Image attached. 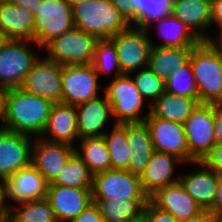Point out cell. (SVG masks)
Listing matches in <instances>:
<instances>
[{"instance_id": "6da1fadb", "label": "cell", "mask_w": 222, "mask_h": 222, "mask_svg": "<svg viewBox=\"0 0 222 222\" xmlns=\"http://www.w3.org/2000/svg\"><path fill=\"white\" fill-rule=\"evenodd\" d=\"M53 102L30 94L22 88H10L7 92L6 115L0 129L27 136L41 137Z\"/></svg>"}, {"instance_id": "7a4b0ae2", "label": "cell", "mask_w": 222, "mask_h": 222, "mask_svg": "<svg viewBox=\"0 0 222 222\" xmlns=\"http://www.w3.org/2000/svg\"><path fill=\"white\" fill-rule=\"evenodd\" d=\"M190 65L198 88L199 104L222 102V54L209 41L192 48Z\"/></svg>"}, {"instance_id": "3957f363", "label": "cell", "mask_w": 222, "mask_h": 222, "mask_svg": "<svg viewBox=\"0 0 222 222\" xmlns=\"http://www.w3.org/2000/svg\"><path fill=\"white\" fill-rule=\"evenodd\" d=\"M71 6L75 27L97 39H110L129 27L110 0L76 1Z\"/></svg>"}, {"instance_id": "277c9868", "label": "cell", "mask_w": 222, "mask_h": 222, "mask_svg": "<svg viewBox=\"0 0 222 222\" xmlns=\"http://www.w3.org/2000/svg\"><path fill=\"white\" fill-rule=\"evenodd\" d=\"M94 35L73 27L63 35L54 38L43 49L46 57L62 66L90 65L97 42Z\"/></svg>"}, {"instance_id": "5b68a950", "label": "cell", "mask_w": 222, "mask_h": 222, "mask_svg": "<svg viewBox=\"0 0 222 222\" xmlns=\"http://www.w3.org/2000/svg\"><path fill=\"white\" fill-rule=\"evenodd\" d=\"M103 90L111 105L112 117L116 118L115 124L144 122L148 116H141L145 100L130 74H122L112 79Z\"/></svg>"}, {"instance_id": "8992f818", "label": "cell", "mask_w": 222, "mask_h": 222, "mask_svg": "<svg viewBox=\"0 0 222 222\" xmlns=\"http://www.w3.org/2000/svg\"><path fill=\"white\" fill-rule=\"evenodd\" d=\"M34 41L44 48L54 38L71 30L74 25L69 0H42L34 15Z\"/></svg>"}, {"instance_id": "52a82bcc", "label": "cell", "mask_w": 222, "mask_h": 222, "mask_svg": "<svg viewBox=\"0 0 222 222\" xmlns=\"http://www.w3.org/2000/svg\"><path fill=\"white\" fill-rule=\"evenodd\" d=\"M31 43L38 46L33 40L11 39L0 50V87L10 89L22 86L26 75L39 58L29 48Z\"/></svg>"}, {"instance_id": "ba28073f", "label": "cell", "mask_w": 222, "mask_h": 222, "mask_svg": "<svg viewBox=\"0 0 222 222\" xmlns=\"http://www.w3.org/2000/svg\"><path fill=\"white\" fill-rule=\"evenodd\" d=\"M148 30L129 26L110 39L115 44L122 74L148 67L151 39Z\"/></svg>"}, {"instance_id": "9c48e42d", "label": "cell", "mask_w": 222, "mask_h": 222, "mask_svg": "<svg viewBox=\"0 0 222 222\" xmlns=\"http://www.w3.org/2000/svg\"><path fill=\"white\" fill-rule=\"evenodd\" d=\"M214 123V104H200L184 122L189 163L201 162L215 146Z\"/></svg>"}, {"instance_id": "30bf717a", "label": "cell", "mask_w": 222, "mask_h": 222, "mask_svg": "<svg viewBox=\"0 0 222 222\" xmlns=\"http://www.w3.org/2000/svg\"><path fill=\"white\" fill-rule=\"evenodd\" d=\"M130 198H149L142 188L140 176L118 169H110L93 175L92 199L126 200Z\"/></svg>"}, {"instance_id": "8fae6325", "label": "cell", "mask_w": 222, "mask_h": 222, "mask_svg": "<svg viewBox=\"0 0 222 222\" xmlns=\"http://www.w3.org/2000/svg\"><path fill=\"white\" fill-rule=\"evenodd\" d=\"M98 77L91 64L62 66V103L77 106L99 97Z\"/></svg>"}, {"instance_id": "7c38bea8", "label": "cell", "mask_w": 222, "mask_h": 222, "mask_svg": "<svg viewBox=\"0 0 222 222\" xmlns=\"http://www.w3.org/2000/svg\"><path fill=\"white\" fill-rule=\"evenodd\" d=\"M20 88L53 103L62 102V65L39 57Z\"/></svg>"}, {"instance_id": "4fadbf2b", "label": "cell", "mask_w": 222, "mask_h": 222, "mask_svg": "<svg viewBox=\"0 0 222 222\" xmlns=\"http://www.w3.org/2000/svg\"><path fill=\"white\" fill-rule=\"evenodd\" d=\"M144 122L156 151L174 155L189 163V149L183 124L154 117L150 112Z\"/></svg>"}, {"instance_id": "5bb4252c", "label": "cell", "mask_w": 222, "mask_h": 222, "mask_svg": "<svg viewBox=\"0 0 222 222\" xmlns=\"http://www.w3.org/2000/svg\"><path fill=\"white\" fill-rule=\"evenodd\" d=\"M33 139L17 132L0 129V177L7 179L31 165Z\"/></svg>"}, {"instance_id": "9a60e30c", "label": "cell", "mask_w": 222, "mask_h": 222, "mask_svg": "<svg viewBox=\"0 0 222 222\" xmlns=\"http://www.w3.org/2000/svg\"><path fill=\"white\" fill-rule=\"evenodd\" d=\"M31 164L44 176L48 184L52 183L75 152L74 145L51 142L42 137L32 144Z\"/></svg>"}, {"instance_id": "2e32d148", "label": "cell", "mask_w": 222, "mask_h": 222, "mask_svg": "<svg viewBox=\"0 0 222 222\" xmlns=\"http://www.w3.org/2000/svg\"><path fill=\"white\" fill-rule=\"evenodd\" d=\"M55 212L58 222H69L92 201V189L67 186H48L46 197Z\"/></svg>"}, {"instance_id": "e0dca14e", "label": "cell", "mask_w": 222, "mask_h": 222, "mask_svg": "<svg viewBox=\"0 0 222 222\" xmlns=\"http://www.w3.org/2000/svg\"><path fill=\"white\" fill-rule=\"evenodd\" d=\"M149 201L158 209L173 215L178 222L191 218L203 210L180 182L157 190L149 197Z\"/></svg>"}, {"instance_id": "ac0fdd59", "label": "cell", "mask_w": 222, "mask_h": 222, "mask_svg": "<svg viewBox=\"0 0 222 222\" xmlns=\"http://www.w3.org/2000/svg\"><path fill=\"white\" fill-rule=\"evenodd\" d=\"M47 187L44 176L32 164L6 179L7 198L17 204L46 198Z\"/></svg>"}, {"instance_id": "d6986e66", "label": "cell", "mask_w": 222, "mask_h": 222, "mask_svg": "<svg viewBox=\"0 0 222 222\" xmlns=\"http://www.w3.org/2000/svg\"><path fill=\"white\" fill-rule=\"evenodd\" d=\"M183 161L178 157L159 151H154L144 172L140 175V181L144 192L148 197L165 186L179 182V177H174V165ZM174 177V178H173Z\"/></svg>"}, {"instance_id": "ffe728a7", "label": "cell", "mask_w": 222, "mask_h": 222, "mask_svg": "<svg viewBox=\"0 0 222 222\" xmlns=\"http://www.w3.org/2000/svg\"><path fill=\"white\" fill-rule=\"evenodd\" d=\"M170 13L200 41L209 40L204 30L211 27V0H173Z\"/></svg>"}, {"instance_id": "44dd1931", "label": "cell", "mask_w": 222, "mask_h": 222, "mask_svg": "<svg viewBox=\"0 0 222 222\" xmlns=\"http://www.w3.org/2000/svg\"><path fill=\"white\" fill-rule=\"evenodd\" d=\"M76 107L77 132L79 140L86 137L103 136L104 126L107 124L109 115L112 116V108L106 95L97 97Z\"/></svg>"}, {"instance_id": "7402d4cb", "label": "cell", "mask_w": 222, "mask_h": 222, "mask_svg": "<svg viewBox=\"0 0 222 222\" xmlns=\"http://www.w3.org/2000/svg\"><path fill=\"white\" fill-rule=\"evenodd\" d=\"M193 164H198L203 168L191 173H184V175L181 174L179 182L202 209L209 210L216 197L219 175L201 162Z\"/></svg>"}, {"instance_id": "603a6c76", "label": "cell", "mask_w": 222, "mask_h": 222, "mask_svg": "<svg viewBox=\"0 0 222 222\" xmlns=\"http://www.w3.org/2000/svg\"><path fill=\"white\" fill-rule=\"evenodd\" d=\"M47 134H50V137ZM41 137L51 142L73 145L79 139L76 107L62 102L54 103Z\"/></svg>"}, {"instance_id": "cb8c5ba5", "label": "cell", "mask_w": 222, "mask_h": 222, "mask_svg": "<svg viewBox=\"0 0 222 222\" xmlns=\"http://www.w3.org/2000/svg\"><path fill=\"white\" fill-rule=\"evenodd\" d=\"M34 15L8 0L0 1V29L15 40L34 41Z\"/></svg>"}, {"instance_id": "d4e9b609", "label": "cell", "mask_w": 222, "mask_h": 222, "mask_svg": "<svg viewBox=\"0 0 222 222\" xmlns=\"http://www.w3.org/2000/svg\"><path fill=\"white\" fill-rule=\"evenodd\" d=\"M199 105L195 98L174 95L165 91L149 106V112L154 117L184 124Z\"/></svg>"}, {"instance_id": "484cf974", "label": "cell", "mask_w": 222, "mask_h": 222, "mask_svg": "<svg viewBox=\"0 0 222 222\" xmlns=\"http://www.w3.org/2000/svg\"><path fill=\"white\" fill-rule=\"evenodd\" d=\"M192 48L152 46L148 68L166 81L175 69H180L189 62Z\"/></svg>"}, {"instance_id": "4316f807", "label": "cell", "mask_w": 222, "mask_h": 222, "mask_svg": "<svg viewBox=\"0 0 222 222\" xmlns=\"http://www.w3.org/2000/svg\"><path fill=\"white\" fill-rule=\"evenodd\" d=\"M106 222H131L143 217L149 198H130L126 200L92 199Z\"/></svg>"}, {"instance_id": "83f0119b", "label": "cell", "mask_w": 222, "mask_h": 222, "mask_svg": "<svg viewBox=\"0 0 222 222\" xmlns=\"http://www.w3.org/2000/svg\"><path fill=\"white\" fill-rule=\"evenodd\" d=\"M80 147L79 149L75 147V153L93 175L111 169L110 154L103 136L83 138Z\"/></svg>"}, {"instance_id": "f1b7e54d", "label": "cell", "mask_w": 222, "mask_h": 222, "mask_svg": "<svg viewBox=\"0 0 222 222\" xmlns=\"http://www.w3.org/2000/svg\"><path fill=\"white\" fill-rule=\"evenodd\" d=\"M160 36L164 37L165 42L162 44H154L152 46L161 47H194L200 40L183 24L179 19L171 13L164 18L157 20ZM161 29V30H160Z\"/></svg>"}, {"instance_id": "f546056e", "label": "cell", "mask_w": 222, "mask_h": 222, "mask_svg": "<svg viewBox=\"0 0 222 222\" xmlns=\"http://www.w3.org/2000/svg\"><path fill=\"white\" fill-rule=\"evenodd\" d=\"M110 131V134L109 132H105L103 137L110 154L111 169L126 170L130 157L135 155V152L128 145L126 123H114V126Z\"/></svg>"}, {"instance_id": "4dcf8cb0", "label": "cell", "mask_w": 222, "mask_h": 222, "mask_svg": "<svg viewBox=\"0 0 222 222\" xmlns=\"http://www.w3.org/2000/svg\"><path fill=\"white\" fill-rule=\"evenodd\" d=\"M48 186H67L92 189L93 174L83 160L74 152L58 177Z\"/></svg>"}, {"instance_id": "1f68e13d", "label": "cell", "mask_w": 222, "mask_h": 222, "mask_svg": "<svg viewBox=\"0 0 222 222\" xmlns=\"http://www.w3.org/2000/svg\"><path fill=\"white\" fill-rule=\"evenodd\" d=\"M19 205L13 209L11 207L7 222H58L47 198L21 202Z\"/></svg>"}, {"instance_id": "d6a6232c", "label": "cell", "mask_w": 222, "mask_h": 222, "mask_svg": "<svg viewBox=\"0 0 222 222\" xmlns=\"http://www.w3.org/2000/svg\"><path fill=\"white\" fill-rule=\"evenodd\" d=\"M173 0H131L133 12L138 16V28L149 30L152 22L170 14Z\"/></svg>"}, {"instance_id": "836d02e7", "label": "cell", "mask_w": 222, "mask_h": 222, "mask_svg": "<svg viewBox=\"0 0 222 222\" xmlns=\"http://www.w3.org/2000/svg\"><path fill=\"white\" fill-rule=\"evenodd\" d=\"M91 65L95 68L98 75L108 74L114 68L116 73L114 78L122 75L115 44L111 39L97 40Z\"/></svg>"}, {"instance_id": "e575fe53", "label": "cell", "mask_w": 222, "mask_h": 222, "mask_svg": "<svg viewBox=\"0 0 222 222\" xmlns=\"http://www.w3.org/2000/svg\"><path fill=\"white\" fill-rule=\"evenodd\" d=\"M165 91L179 96L192 97L198 101V88L189 62L175 69L165 81Z\"/></svg>"}, {"instance_id": "d590c367", "label": "cell", "mask_w": 222, "mask_h": 222, "mask_svg": "<svg viewBox=\"0 0 222 222\" xmlns=\"http://www.w3.org/2000/svg\"><path fill=\"white\" fill-rule=\"evenodd\" d=\"M132 79L144 100L150 99V104H153L165 92V81L148 67L138 70Z\"/></svg>"}, {"instance_id": "8d00e7d4", "label": "cell", "mask_w": 222, "mask_h": 222, "mask_svg": "<svg viewBox=\"0 0 222 222\" xmlns=\"http://www.w3.org/2000/svg\"><path fill=\"white\" fill-rule=\"evenodd\" d=\"M128 145L135 153H153L151 136L145 122L126 123Z\"/></svg>"}, {"instance_id": "74e56055", "label": "cell", "mask_w": 222, "mask_h": 222, "mask_svg": "<svg viewBox=\"0 0 222 222\" xmlns=\"http://www.w3.org/2000/svg\"><path fill=\"white\" fill-rule=\"evenodd\" d=\"M143 218L145 222H178L173 215L158 209L150 201L145 206Z\"/></svg>"}, {"instance_id": "f35d334b", "label": "cell", "mask_w": 222, "mask_h": 222, "mask_svg": "<svg viewBox=\"0 0 222 222\" xmlns=\"http://www.w3.org/2000/svg\"><path fill=\"white\" fill-rule=\"evenodd\" d=\"M201 163L222 176V144L215 145Z\"/></svg>"}, {"instance_id": "ab89813d", "label": "cell", "mask_w": 222, "mask_h": 222, "mask_svg": "<svg viewBox=\"0 0 222 222\" xmlns=\"http://www.w3.org/2000/svg\"><path fill=\"white\" fill-rule=\"evenodd\" d=\"M69 222H106L98 205L95 202L89 204L77 217Z\"/></svg>"}, {"instance_id": "60d3db41", "label": "cell", "mask_w": 222, "mask_h": 222, "mask_svg": "<svg viewBox=\"0 0 222 222\" xmlns=\"http://www.w3.org/2000/svg\"><path fill=\"white\" fill-rule=\"evenodd\" d=\"M111 4L119 11L121 17L129 26L138 24V16L133 12L131 0H110ZM134 23V24H133Z\"/></svg>"}, {"instance_id": "b9f144b4", "label": "cell", "mask_w": 222, "mask_h": 222, "mask_svg": "<svg viewBox=\"0 0 222 222\" xmlns=\"http://www.w3.org/2000/svg\"><path fill=\"white\" fill-rule=\"evenodd\" d=\"M152 154L153 153H135L133 157H130L126 171L140 176L144 172Z\"/></svg>"}, {"instance_id": "7bdbcfd3", "label": "cell", "mask_w": 222, "mask_h": 222, "mask_svg": "<svg viewBox=\"0 0 222 222\" xmlns=\"http://www.w3.org/2000/svg\"><path fill=\"white\" fill-rule=\"evenodd\" d=\"M214 142L222 144V103L214 104Z\"/></svg>"}, {"instance_id": "ee69618b", "label": "cell", "mask_w": 222, "mask_h": 222, "mask_svg": "<svg viewBox=\"0 0 222 222\" xmlns=\"http://www.w3.org/2000/svg\"><path fill=\"white\" fill-rule=\"evenodd\" d=\"M208 211L215 218L216 222H222V176H219L216 197Z\"/></svg>"}, {"instance_id": "f6af8a7d", "label": "cell", "mask_w": 222, "mask_h": 222, "mask_svg": "<svg viewBox=\"0 0 222 222\" xmlns=\"http://www.w3.org/2000/svg\"><path fill=\"white\" fill-rule=\"evenodd\" d=\"M7 198V188H6V179H1L0 182V215L8 217L10 213L11 206L5 204Z\"/></svg>"}, {"instance_id": "bcb514c9", "label": "cell", "mask_w": 222, "mask_h": 222, "mask_svg": "<svg viewBox=\"0 0 222 222\" xmlns=\"http://www.w3.org/2000/svg\"><path fill=\"white\" fill-rule=\"evenodd\" d=\"M222 25V0H211V24Z\"/></svg>"}, {"instance_id": "7dc6e473", "label": "cell", "mask_w": 222, "mask_h": 222, "mask_svg": "<svg viewBox=\"0 0 222 222\" xmlns=\"http://www.w3.org/2000/svg\"><path fill=\"white\" fill-rule=\"evenodd\" d=\"M10 3L15 4L17 7H23L30 11L33 15L41 6L42 0H8Z\"/></svg>"}, {"instance_id": "c3c4849f", "label": "cell", "mask_w": 222, "mask_h": 222, "mask_svg": "<svg viewBox=\"0 0 222 222\" xmlns=\"http://www.w3.org/2000/svg\"><path fill=\"white\" fill-rule=\"evenodd\" d=\"M179 222H216V220L208 210L203 209L197 215Z\"/></svg>"}, {"instance_id": "681fc988", "label": "cell", "mask_w": 222, "mask_h": 222, "mask_svg": "<svg viewBox=\"0 0 222 222\" xmlns=\"http://www.w3.org/2000/svg\"><path fill=\"white\" fill-rule=\"evenodd\" d=\"M7 92H8L7 88L0 87V121L3 122V125L6 115Z\"/></svg>"}, {"instance_id": "f907efd6", "label": "cell", "mask_w": 222, "mask_h": 222, "mask_svg": "<svg viewBox=\"0 0 222 222\" xmlns=\"http://www.w3.org/2000/svg\"><path fill=\"white\" fill-rule=\"evenodd\" d=\"M219 30V37H218V39H216V40H218V41H216V40H214L213 38H209V42L213 45V46H222V25H220L219 26V28H218Z\"/></svg>"}, {"instance_id": "816d5d0a", "label": "cell", "mask_w": 222, "mask_h": 222, "mask_svg": "<svg viewBox=\"0 0 222 222\" xmlns=\"http://www.w3.org/2000/svg\"><path fill=\"white\" fill-rule=\"evenodd\" d=\"M11 39L8 37L6 33H4L0 29V50L10 41Z\"/></svg>"}, {"instance_id": "f5cc1de1", "label": "cell", "mask_w": 222, "mask_h": 222, "mask_svg": "<svg viewBox=\"0 0 222 222\" xmlns=\"http://www.w3.org/2000/svg\"><path fill=\"white\" fill-rule=\"evenodd\" d=\"M0 222H7V217L0 215Z\"/></svg>"}, {"instance_id": "db71d44e", "label": "cell", "mask_w": 222, "mask_h": 222, "mask_svg": "<svg viewBox=\"0 0 222 222\" xmlns=\"http://www.w3.org/2000/svg\"><path fill=\"white\" fill-rule=\"evenodd\" d=\"M131 222H145L144 218L141 217L140 219H137V220H134V221H131Z\"/></svg>"}, {"instance_id": "11a10c76", "label": "cell", "mask_w": 222, "mask_h": 222, "mask_svg": "<svg viewBox=\"0 0 222 222\" xmlns=\"http://www.w3.org/2000/svg\"><path fill=\"white\" fill-rule=\"evenodd\" d=\"M70 2H76V1H81V2H84V1H88V0H69Z\"/></svg>"}, {"instance_id": "9f6ffc18", "label": "cell", "mask_w": 222, "mask_h": 222, "mask_svg": "<svg viewBox=\"0 0 222 222\" xmlns=\"http://www.w3.org/2000/svg\"><path fill=\"white\" fill-rule=\"evenodd\" d=\"M214 47L218 48V49H219V51H220V52H221V54H222V46H214Z\"/></svg>"}]
</instances>
